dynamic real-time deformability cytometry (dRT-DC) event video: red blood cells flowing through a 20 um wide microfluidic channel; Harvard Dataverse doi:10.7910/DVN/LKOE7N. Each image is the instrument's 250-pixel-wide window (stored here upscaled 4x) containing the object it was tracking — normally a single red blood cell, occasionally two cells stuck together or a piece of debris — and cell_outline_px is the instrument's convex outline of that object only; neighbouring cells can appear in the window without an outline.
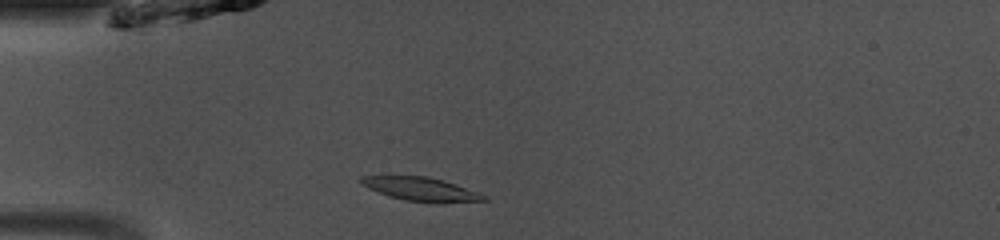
{"species": "common noctule bat (a hibernating species)", "species_latin": "Nyctalus noctula", "temperature_condition": "room temperature", "stored_images_in_passage": 37, "camera_frame_rate_fps": 3000, "um_per_image_px": 0.085, "animal": {"sex": "male", "body_mass_g": 13.0, "forearm_length_mm": 53.1}, "frame": {"image": 1, "passage_image": 2, "time_ms": 0.333, "image_size_px": [1000, 240], "cell_outline_px": [[488, 200], [432, 204], [404, 200], [388, 196], [368, 188], [360, 180], [360, 176], [388, 172], [428, 176], [444, 180], [488, 196]], "centroid_in_image_um": [35.69, 16.03], "position_along_channel_um": 49.3, "area_um2": 18.03}}
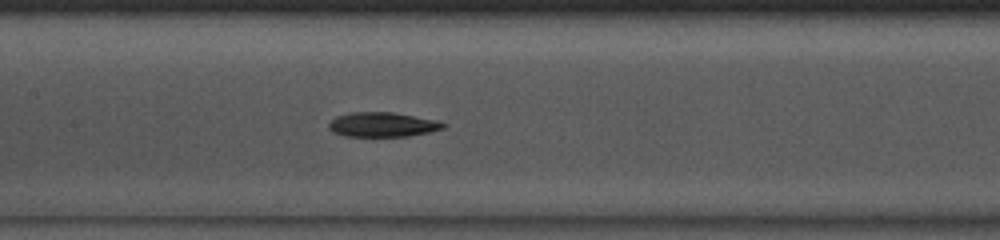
{"frame": {"image": 2, "passage_image": 12, "time_ms": 3.667, "image_size_px": [1000, 240], "cell_outline_px": [[448, 124], [444, 128], [428, 132], [408, 136], [344, 136], [332, 132], [328, 128], [328, 124], [336, 116], [352, 112], [392, 112], [440, 120]], "centroid_in_image_um": [32.53, 10.58], "position_along_channel_um": 174.9, "area_um2": 16.53}}
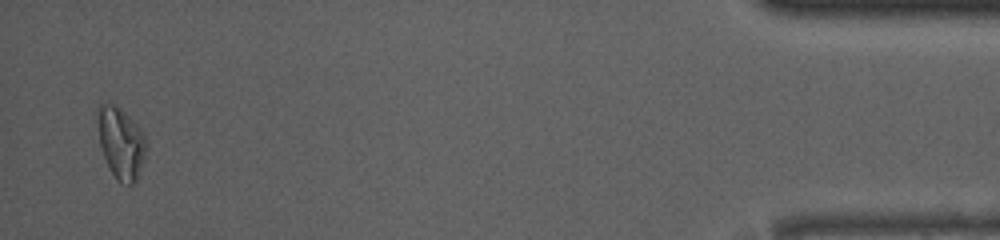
{"frame": {"image": 3, "passage_image": 36, "time_ms": 11.667, "image_size_px": [1000, 240], "cell_outline_px": [[144, 156], [136, 180], [128, 188], [120, 184], [116, 180], [104, 156], [100, 144], [96, 108], [100, 104], [116, 104], [144, 132]], "centroid_in_image_um": [10.25, 12.16], "position_along_channel_um": 424.9, "area_um2": 19.94}}